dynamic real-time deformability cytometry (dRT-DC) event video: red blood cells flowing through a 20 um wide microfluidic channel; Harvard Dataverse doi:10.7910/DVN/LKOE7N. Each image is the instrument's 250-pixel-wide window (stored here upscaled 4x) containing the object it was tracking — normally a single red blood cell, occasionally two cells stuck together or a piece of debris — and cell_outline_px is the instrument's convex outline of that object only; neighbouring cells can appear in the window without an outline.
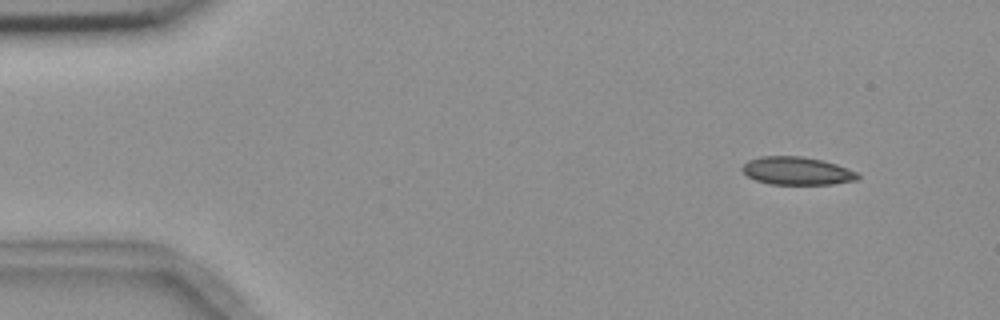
{"species": "common noctule bat (a hibernating species)", "species_latin": "Nyctalus noctula", "temperature_condition": "room temperature", "stored_images_in_passage": 5, "camera_frame_rate_fps": 3000, "um_per_image_px": 0.085, "animal": {"sex": "female", "body_mass_g": 18.4}, "frame": {"image": 1, "passage_image": 1, "time_ms": 0.0, "image_size_px": [1000, 320], "cell_outline_px": [[860, 176], [856, 180], [832, 184], [772, 184], [756, 180], [748, 176], [740, 168], [748, 160], [760, 156], [804, 156], [836, 164], [856, 172]], "centroid_in_image_um": [67.71, 14.52], "position_along_channel_um": 17.3, "area_um2": 18.67}}
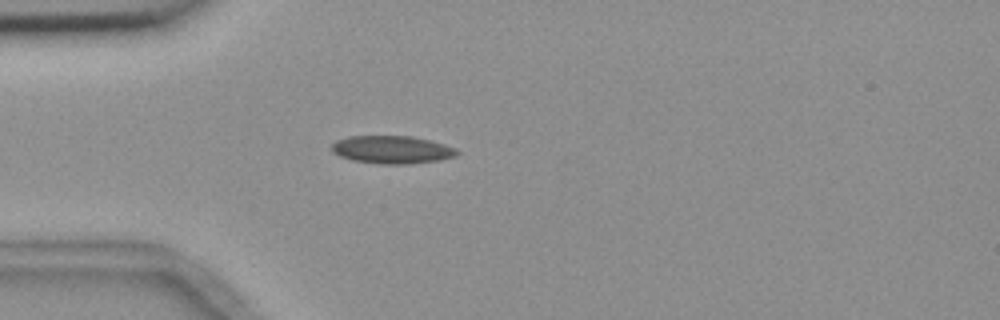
{"frame": {"image": 2, "passage_image": 4, "time_ms": 3.333, "image_size_px": [1000, 320], "cell_outline_px": [[460, 152], [456, 156], [440, 160], [408, 164], [380, 164], [352, 160], [340, 156], [332, 152], [332, 144], [336, 140], [348, 136], [412, 136], [444, 144], [456, 148]], "centroid_in_image_um": [33.32, 12.72], "position_along_channel_um": 51.7, "area_um2": 20.4}}